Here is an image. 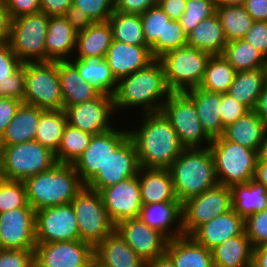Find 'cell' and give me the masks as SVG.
<instances>
[{
  "mask_svg": "<svg viewBox=\"0 0 267 267\" xmlns=\"http://www.w3.org/2000/svg\"><path fill=\"white\" fill-rule=\"evenodd\" d=\"M161 112L170 121L185 148L209 147L212 138L203 129L193 100L185 92H171Z\"/></svg>",
  "mask_w": 267,
  "mask_h": 267,
  "instance_id": "10",
  "label": "cell"
},
{
  "mask_svg": "<svg viewBox=\"0 0 267 267\" xmlns=\"http://www.w3.org/2000/svg\"><path fill=\"white\" fill-rule=\"evenodd\" d=\"M138 128L128 129L140 167L169 169L185 147L162 112L145 113Z\"/></svg>",
  "mask_w": 267,
  "mask_h": 267,
  "instance_id": "1",
  "label": "cell"
},
{
  "mask_svg": "<svg viewBox=\"0 0 267 267\" xmlns=\"http://www.w3.org/2000/svg\"><path fill=\"white\" fill-rule=\"evenodd\" d=\"M25 93V63L4 82H0V98L23 101Z\"/></svg>",
  "mask_w": 267,
  "mask_h": 267,
  "instance_id": "49",
  "label": "cell"
},
{
  "mask_svg": "<svg viewBox=\"0 0 267 267\" xmlns=\"http://www.w3.org/2000/svg\"><path fill=\"white\" fill-rule=\"evenodd\" d=\"M11 19L41 11V0H3Z\"/></svg>",
  "mask_w": 267,
  "mask_h": 267,
  "instance_id": "55",
  "label": "cell"
},
{
  "mask_svg": "<svg viewBox=\"0 0 267 267\" xmlns=\"http://www.w3.org/2000/svg\"><path fill=\"white\" fill-rule=\"evenodd\" d=\"M253 246L245 231L213 248L214 267H251Z\"/></svg>",
  "mask_w": 267,
  "mask_h": 267,
  "instance_id": "33",
  "label": "cell"
},
{
  "mask_svg": "<svg viewBox=\"0 0 267 267\" xmlns=\"http://www.w3.org/2000/svg\"><path fill=\"white\" fill-rule=\"evenodd\" d=\"M129 137L126 128L115 127L93 135L84 152L72 164L81 182L86 185L103 168L109 156Z\"/></svg>",
  "mask_w": 267,
  "mask_h": 267,
  "instance_id": "14",
  "label": "cell"
},
{
  "mask_svg": "<svg viewBox=\"0 0 267 267\" xmlns=\"http://www.w3.org/2000/svg\"><path fill=\"white\" fill-rule=\"evenodd\" d=\"M65 112L68 124L92 135L101 134L113 128V120L110 119L115 113L114 98L100 94L94 99L69 106Z\"/></svg>",
  "mask_w": 267,
  "mask_h": 267,
  "instance_id": "17",
  "label": "cell"
},
{
  "mask_svg": "<svg viewBox=\"0 0 267 267\" xmlns=\"http://www.w3.org/2000/svg\"><path fill=\"white\" fill-rule=\"evenodd\" d=\"M229 188L231 206L244 220L267 209V187L264 184L251 179L247 183L235 184Z\"/></svg>",
  "mask_w": 267,
  "mask_h": 267,
  "instance_id": "31",
  "label": "cell"
},
{
  "mask_svg": "<svg viewBox=\"0 0 267 267\" xmlns=\"http://www.w3.org/2000/svg\"><path fill=\"white\" fill-rule=\"evenodd\" d=\"M185 93L193 100L203 129L213 139L223 135L224 127L220 108L222 93L209 92L202 88H192Z\"/></svg>",
  "mask_w": 267,
  "mask_h": 267,
  "instance_id": "29",
  "label": "cell"
},
{
  "mask_svg": "<svg viewBox=\"0 0 267 267\" xmlns=\"http://www.w3.org/2000/svg\"><path fill=\"white\" fill-rule=\"evenodd\" d=\"M0 163L5 180L24 181L51 169L57 161L54 152L33 140L0 146Z\"/></svg>",
  "mask_w": 267,
  "mask_h": 267,
  "instance_id": "6",
  "label": "cell"
},
{
  "mask_svg": "<svg viewBox=\"0 0 267 267\" xmlns=\"http://www.w3.org/2000/svg\"><path fill=\"white\" fill-rule=\"evenodd\" d=\"M158 5V0H114V10L123 13L142 14Z\"/></svg>",
  "mask_w": 267,
  "mask_h": 267,
  "instance_id": "56",
  "label": "cell"
},
{
  "mask_svg": "<svg viewBox=\"0 0 267 267\" xmlns=\"http://www.w3.org/2000/svg\"><path fill=\"white\" fill-rule=\"evenodd\" d=\"M33 251L30 249H1L0 267H34Z\"/></svg>",
  "mask_w": 267,
  "mask_h": 267,
  "instance_id": "50",
  "label": "cell"
},
{
  "mask_svg": "<svg viewBox=\"0 0 267 267\" xmlns=\"http://www.w3.org/2000/svg\"><path fill=\"white\" fill-rule=\"evenodd\" d=\"M88 267H103L102 265H100L97 261H95L94 259L90 262V264L88 265Z\"/></svg>",
  "mask_w": 267,
  "mask_h": 267,
  "instance_id": "70",
  "label": "cell"
},
{
  "mask_svg": "<svg viewBox=\"0 0 267 267\" xmlns=\"http://www.w3.org/2000/svg\"><path fill=\"white\" fill-rule=\"evenodd\" d=\"M93 22H106L114 11V0H73Z\"/></svg>",
  "mask_w": 267,
  "mask_h": 267,
  "instance_id": "48",
  "label": "cell"
},
{
  "mask_svg": "<svg viewBox=\"0 0 267 267\" xmlns=\"http://www.w3.org/2000/svg\"><path fill=\"white\" fill-rule=\"evenodd\" d=\"M23 62L12 51L9 42L0 43V82L12 76Z\"/></svg>",
  "mask_w": 267,
  "mask_h": 267,
  "instance_id": "52",
  "label": "cell"
},
{
  "mask_svg": "<svg viewBox=\"0 0 267 267\" xmlns=\"http://www.w3.org/2000/svg\"><path fill=\"white\" fill-rule=\"evenodd\" d=\"M68 124L66 112L61 110H42L35 141L56 153Z\"/></svg>",
  "mask_w": 267,
  "mask_h": 267,
  "instance_id": "39",
  "label": "cell"
},
{
  "mask_svg": "<svg viewBox=\"0 0 267 267\" xmlns=\"http://www.w3.org/2000/svg\"><path fill=\"white\" fill-rule=\"evenodd\" d=\"M139 218L149 227L158 230L168 240L183 235L180 202L142 205ZM173 226L175 227L172 228Z\"/></svg>",
  "mask_w": 267,
  "mask_h": 267,
  "instance_id": "24",
  "label": "cell"
},
{
  "mask_svg": "<svg viewBox=\"0 0 267 267\" xmlns=\"http://www.w3.org/2000/svg\"><path fill=\"white\" fill-rule=\"evenodd\" d=\"M42 110L39 107L22 103L0 137V146L33 141L36 137Z\"/></svg>",
  "mask_w": 267,
  "mask_h": 267,
  "instance_id": "30",
  "label": "cell"
},
{
  "mask_svg": "<svg viewBox=\"0 0 267 267\" xmlns=\"http://www.w3.org/2000/svg\"><path fill=\"white\" fill-rule=\"evenodd\" d=\"M11 17L3 0H0V43L9 41L11 30Z\"/></svg>",
  "mask_w": 267,
  "mask_h": 267,
  "instance_id": "62",
  "label": "cell"
},
{
  "mask_svg": "<svg viewBox=\"0 0 267 267\" xmlns=\"http://www.w3.org/2000/svg\"><path fill=\"white\" fill-rule=\"evenodd\" d=\"M113 40L129 45L148 46L146 44L140 14L113 11L109 18Z\"/></svg>",
  "mask_w": 267,
  "mask_h": 267,
  "instance_id": "41",
  "label": "cell"
},
{
  "mask_svg": "<svg viewBox=\"0 0 267 267\" xmlns=\"http://www.w3.org/2000/svg\"><path fill=\"white\" fill-rule=\"evenodd\" d=\"M266 79L267 68L238 71L227 93L250 110H254Z\"/></svg>",
  "mask_w": 267,
  "mask_h": 267,
  "instance_id": "37",
  "label": "cell"
},
{
  "mask_svg": "<svg viewBox=\"0 0 267 267\" xmlns=\"http://www.w3.org/2000/svg\"><path fill=\"white\" fill-rule=\"evenodd\" d=\"M35 219L36 211L29 204L0 213V248L34 250Z\"/></svg>",
  "mask_w": 267,
  "mask_h": 267,
  "instance_id": "16",
  "label": "cell"
},
{
  "mask_svg": "<svg viewBox=\"0 0 267 267\" xmlns=\"http://www.w3.org/2000/svg\"><path fill=\"white\" fill-rule=\"evenodd\" d=\"M158 5L171 20L178 21L185 11L186 0H158Z\"/></svg>",
  "mask_w": 267,
  "mask_h": 267,
  "instance_id": "61",
  "label": "cell"
},
{
  "mask_svg": "<svg viewBox=\"0 0 267 267\" xmlns=\"http://www.w3.org/2000/svg\"><path fill=\"white\" fill-rule=\"evenodd\" d=\"M254 180L267 187V161H257Z\"/></svg>",
  "mask_w": 267,
  "mask_h": 267,
  "instance_id": "65",
  "label": "cell"
},
{
  "mask_svg": "<svg viewBox=\"0 0 267 267\" xmlns=\"http://www.w3.org/2000/svg\"><path fill=\"white\" fill-rule=\"evenodd\" d=\"M92 134L67 124L61 145L55 153L57 163L73 164L89 145Z\"/></svg>",
  "mask_w": 267,
  "mask_h": 267,
  "instance_id": "44",
  "label": "cell"
},
{
  "mask_svg": "<svg viewBox=\"0 0 267 267\" xmlns=\"http://www.w3.org/2000/svg\"><path fill=\"white\" fill-rule=\"evenodd\" d=\"M251 267H267V244L253 248Z\"/></svg>",
  "mask_w": 267,
  "mask_h": 267,
  "instance_id": "64",
  "label": "cell"
},
{
  "mask_svg": "<svg viewBox=\"0 0 267 267\" xmlns=\"http://www.w3.org/2000/svg\"><path fill=\"white\" fill-rule=\"evenodd\" d=\"M75 211L80 240L93 248L115 230L108 217L101 195L85 185L71 202Z\"/></svg>",
  "mask_w": 267,
  "mask_h": 267,
  "instance_id": "9",
  "label": "cell"
},
{
  "mask_svg": "<svg viewBox=\"0 0 267 267\" xmlns=\"http://www.w3.org/2000/svg\"><path fill=\"white\" fill-rule=\"evenodd\" d=\"M115 230L145 263L165 254L168 239L140 218L120 221Z\"/></svg>",
  "mask_w": 267,
  "mask_h": 267,
  "instance_id": "20",
  "label": "cell"
},
{
  "mask_svg": "<svg viewBox=\"0 0 267 267\" xmlns=\"http://www.w3.org/2000/svg\"><path fill=\"white\" fill-rule=\"evenodd\" d=\"M28 204L35 210L72 202L83 188L72 164L56 163L51 169L24 181Z\"/></svg>",
  "mask_w": 267,
  "mask_h": 267,
  "instance_id": "3",
  "label": "cell"
},
{
  "mask_svg": "<svg viewBox=\"0 0 267 267\" xmlns=\"http://www.w3.org/2000/svg\"><path fill=\"white\" fill-rule=\"evenodd\" d=\"M222 56L236 72L267 68V59L245 39L228 42Z\"/></svg>",
  "mask_w": 267,
  "mask_h": 267,
  "instance_id": "40",
  "label": "cell"
},
{
  "mask_svg": "<svg viewBox=\"0 0 267 267\" xmlns=\"http://www.w3.org/2000/svg\"><path fill=\"white\" fill-rule=\"evenodd\" d=\"M113 40L112 27L109 21L94 22L84 31L78 33L75 58H105Z\"/></svg>",
  "mask_w": 267,
  "mask_h": 267,
  "instance_id": "34",
  "label": "cell"
},
{
  "mask_svg": "<svg viewBox=\"0 0 267 267\" xmlns=\"http://www.w3.org/2000/svg\"><path fill=\"white\" fill-rule=\"evenodd\" d=\"M58 75L64 110L101 94L91 83L82 78L78 69L70 61H58Z\"/></svg>",
  "mask_w": 267,
  "mask_h": 267,
  "instance_id": "28",
  "label": "cell"
},
{
  "mask_svg": "<svg viewBox=\"0 0 267 267\" xmlns=\"http://www.w3.org/2000/svg\"><path fill=\"white\" fill-rule=\"evenodd\" d=\"M23 103L43 110L64 109L58 61L25 62Z\"/></svg>",
  "mask_w": 267,
  "mask_h": 267,
  "instance_id": "8",
  "label": "cell"
},
{
  "mask_svg": "<svg viewBox=\"0 0 267 267\" xmlns=\"http://www.w3.org/2000/svg\"><path fill=\"white\" fill-rule=\"evenodd\" d=\"M140 16L146 44L151 55L159 59L165 54L166 25L171 19L159 5L147 9Z\"/></svg>",
  "mask_w": 267,
  "mask_h": 267,
  "instance_id": "38",
  "label": "cell"
},
{
  "mask_svg": "<svg viewBox=\"0 0 267 267\" xmlns=\"http://www.w3.org/2000/svg\"><path fill=\"white\" fill-rule=\"evenodd\" d=\"M227 43L216 13L208 19H204L187 34V46L200 49L211 56L222 55Z\"/></svg>",
  "mask_w": 267,
  "mask_h": 267,
  "instance_id": "35",
  "label": "cell"
},
{
  "mask_svg": "<svg viewBox=\"0 0 267 267\" xmlns=\"http://www.w3.org/2000/svg\"><path fill=\"white\" fill-rule=\"evenodd\" d=\"M245 0H214L216 7L243 5Z\"/></svg>",
  "mask_w": 267,
  "mask_h": 267,
  "instance_id": "68",
  "label": "cell"
},
{
  "mask_svg": "<svg viewBox=\"0 0 267 267\" xmlns=\"http://www.w3.org/2000/svg\"><path fill=\"white\" fill-rule=\"evenodd\" d=\"M169 90L162 62L155 59L148 66L118 81L114 98L115 112L127 108H141L142 114L161 112Z\"/></svg>",
  "mask_w": 267,
  "mask_h": 267,
  "instance_id": "2",
  "label": "cell"
},
{
  "mask_svg": "<svg viewBox=\"0 0 267 267\" xmlns=\"http://www.w3.org/2000/svg\"><path fill=\"white\" fill-rule=\"evenodd\" d=\"M209 149L218 184L230 187L254 179L258 160L256 150L230 142L223 136L213 138Z\"/></svg>",
  "mask_w": 267,
  "mask_h": 267,
  "instance_id": "5",
  "label": "cell"
},
{
  "mask_svg": "<svg viewBox=\"0 0 267 267\" xmlns=\"http://www.w3.org/2000/svg\"><path fill=\"white\" fill-rule=\"evenodd\" d=\"M216 13L214 0H186L185 11L178 20L186 34Z\"/></svg>",
  "mask_w": 267,
  "mask_h": 267,
  "instance_id": "45",
  "label": "cell"
},
{
  "mask_svg": "<svg viewBox=\"0 0 267 267\" xmlns=\"http://www.w3.org/2000/svg\"><path fill=\"white\" fill-rule=\"evenodd\" d=\"M257 155V161H267V132L265 133L264 138L260 144V148L257 152Z\"/></svg>",
  "mask_w": 267,
  "mask_h": 267,
  "instance_id": "67",
  "label": "cell"
},
{
  "mask_svg": "<svg viewBox=\"0 0 267 267\" xmlns=\"http://www.w3.org/2000/svg\"><path fill=\"white\" fill-rule=\"evenodd\" d=\"M23 101L13 98H0V137L5 132L6 127L14 118L19 106Z\"/></svg>",
  "mask_w": 267,
  "mask_h": 267,
  "instance_id": "58",
  "label": "cell"
},
{
  "mask_svg": "<svg viewBox=\"0 0 267 267\" xmlns=\"http://www.w3.org/2000/svg\"><path fill=\"white\" fill-rule=\"evenodd\" d=\"M93 259V247L80 239L37 243L33 251L34 267H88Z\"/></svg>",
  "mask_w": 267,
  "mask_h": 267,
  "instance_id": "15",
  "label": "cell"
},
{
  "mask_svg": "<svg viewBox=\"0 0 267 267\" xmlns=\"http://www.w3.org/2000/svg\"><path fill=\"white\" fill-rule=\"evenodd\" d=\"M28 204L23 181L5 180L0 185V213L25 207Z\"/></svg>",
  "mask_w": 267,
  "mask_h": 267,
  "instance_id": "46",
  "label": "cell"
},
{
  "mask_svg": "<svg viewBox=\"0 0 267 267\" xmlns=\"http://www.w3.org/2000/svg\"><path fill=\"white\" fill-rule=\"evenodd\" d=\"M105 59L117 81L155 60L149 46L129 45L116 40H112Z\"/></svg>",
  "mask_w": 267,
  "mask_h": 267,
  "instance_id": "21",
  "label": "cell"
},
{
  "mask_svg": "<svg viewBox=\"0 0 267 267\" xmlns=\"http://www.w3.org/2000/svg\"><path fill=\"white\" fill-rule=\"evenodd\" d=\"M146 267H175V265L172 260L164 254L163 256L146 263Z\"/></svg>",
  "mask_w": 267,
  "mask_h": 267,
  "instance_id": "66",
  "label": "cell"
},
{
  "mask_svg": "<svg viewBox=\"0 0 267 267\" xmlns=\"http://www.w3.org/2000/svg\"><path fill=\"white\" fill-rule=\"evenodd\" d=\"M76 33H80L94 23L82 9L71 5L63 15Z\"/></svg>",
  "mask_w": 267,
  "mask_h": 267,
  "instance_id": "57",
  "label": "cell"
},
{
  "mask_svg": "<svg viewBox=\"0 0 267 267\" xmlns=\"http://www.w3.org/2000/svg\"><path fill=\"white\" fill-rule=\"evenodd\" d=\"M70 62L78 69L82 78L91 83L101 94L113 96L118 81L113 76L105 58L86 57L74 58Z\"/></svg>",
  "mask_w": 267,
  "mask_h": 267,
  "instance_id": "36",
  "label": "cell"
},
{
  "mask_svg": "<svg viewBox=\"0 0 267 267\" xmlns=\"http://www.w3.org/2000/svg\"><path fill=\"white\" fill-rule=\"evenodd\" d=\"M35 238L36 243L79 240L78 222L72 204L37 210Z\"/></svg>",
  "mask_w": 267,
  "mask_h": 267,
  "instance_id": "13",
  "label": "cell"
},
{
  "mask_svg": "<svg viewBox=\"0 0 267 267\" xmlns=\"http://www.w3.org/2000/svg\"><path fill=\"white\" fill-rule=\"evenodd\" d=\"M187 46V34L176 20L167 22L165 31V53Z\"/></svg>",
  "mask_w": 267,
  "mask_h": 267,
  "instance_id": "54",
  "label": "cell"
},
{
  "mask_svg": "<svg viewBox=\"0 0 267 267\" xmlns=\"http://www.w3.org/2000/svg\"><path fill=\"white\" fill-rule=\"evenodd\" d=\"M211 55L200 49L184 46L165 53L159 60L171 92H185L201 84Z\"/></svg>",
  "mask_w": 267,
  "mask_h": 267,
  "instance_id": "7",
  "label": "cell"
},
{
  "mask_svg": "<svg viewBox=\"0 0 267 267\" xmlns=\"http://www.w3.org/2000/svg\"><path fill=\"white\" fill-rule=\"evenodd\" d=\"M232 208L228 186L217 184L181 204L183 235L191 236L200 226Z\"/></svg>",
  "mask_w": 267,
  "mask_h": 267,
  "instance_id": "12",
  "label": "cell"
},
{
  "mask_svg": "<svg viewBox=\"0 0 267 267\" xmlns=\"http://www.w3.org/2000/svg\"><path fill=\"white\" fill-rule=\"evenodd\" d=\"M243 6L254 21H267V0H245Z\"/></svg>",
  "mask_w": 267,
  "mask_h": 267,
  "instance_id": "60",
  "label": "cell"
},
{
  "mask_svg": "<svg viewBox=\"0 0 267 267\" xmlns=\"http://www.w3.org/2000/svg\"><path fill=\"white\" fill-rule=\"evenodd\" d=\"M165 254L175 267H214L212 251L192 236L182 235L167 241Z\"/></svg>",
  "mask_w": 267,
  "mask_h": 267,
  "instance_id": "27",
  "label": "cell"
},
{
  "mask_svg": "<svg viewBox=\"0 0 267 267\" xmlns=\"http://www.w3.org/2000/svg\"><path fill=\"white\" fill-rule=\"evenodd\" d=\"M267 132L261 118L254 110L225 127L223 137L233 143L240 144L258 152L260 144Z\"/></svg>",
  "mask_w": 267,
  "mask_h": 267,
  "instance_id": "32",
  "label": "cell"
},
{
  "mask_svg": "<svg viewBox=\"0 0 267 267\" xmlns=\"http://www.w3.org/2000/svg\"><path fill=\"white\" fill-rule=\"evenodd\" d=\"M138 180L143 205L179 202L175 195L169 169L140 167Z\"/></svg>",
  "mask_w": 267,
  "mask_h": 267,
  "instance_id": "26",
  "label": "cell"
},
{
  "mask_svg": "<svg viewBox=\"0 0 267 267\" xmlns=\"http://www.w3.org/2000/svg\"><path fill=\"white\" fill-rule=\"evenodd\" d=\"M244 39L267 59V21H254Z\"/></svg>",
  "mask_w": 267,
  "mask_h": 267,
  "instance_id": "53",
  "label": "cell"
},
{
  "mask_svg": "<svg viewBox=\"0 0 267 267\" xmlns=\"http://www.w3.org/2000/svg\"><path fill=\"white\" fill-rule=\"evenodd\" d=\"M227 42L244 39L254 20L243 5L216 7Z\"/></svg>",
  "mask_w": 267,
  "mask_h": 267,
  "instance_id": "42",
  "label": "cell"
},
{
  "mask_svg": "<svg viewBox=\"0 0 267 267\" xmlns=\"http://www.w3.org/2000/svg\"><path fill=\"white\" fill-rule=\"evenodd\" d=\"M5 181V176H4V172L2 170V166L0 163V185Z\"/></svg>",
  "mask_w": 267,
  "mask_h": 267,
  "instance_id": "69",
  "label": "cell"
},
{
  "mask_svg": "<svg viewBox=\"0 0 267 267\" xmlns=\"http://www.w3.org/2000/svg\"><path fill=\"white\" fill-rule=\"evenodd\" d=\"M77 35L63 15L50 16L45 40V61H70L74 56Z\"/></svg>",
  "mask_w": 267,
  "mask_h": 267,
  "instance_id": "23",
  "label": "cell"
},
{
  "mask_svg": "<svg viewBox=\"0 0 267 267\" xmlns=\"http://www.w3.org/2000/svg\"><path fill=\"white\" fill-rule=\"evenodd\" d=\"M235 73V69L222 55L211 56L207 62L205 74L199 88L209 92L227 93Z\"/></svg>",
  "mask_w": 267,
  "mask_h": 267,
  "instance_id": "43",
  "label": "cell"
},
{
  "mask_svg": "<svg viewBox=\"0 0 267 267\" xmlns=\"http://www.w3.org/2000/svg\"><path fill=\"white\" fill-rule=\"evenodd\" d=\"M244 227L254 248L267 244V209L248 216Z\"/></svg>",
  "mask_w": 267,
  "mask_h": 267,
  "instance_id": "47",
  "label": "cell"
},
{
  "mask_svg": "<svg viewBox=\"0 0 267 267\" xmlns=\"http://www.w3.org/2000/svg\"><path fill=\"white\" fill-rule=\"evenodd\" d=\"M108 217L114 225L139 218L143 205L138 174L99 191Z\"/></svg>",
  "mask_w": 267,
  "mask_h": 267,
  "instance_id": "18",
  "label": "cell"
},
{
  "mask_svg": "<svg viewBox=\"0 0 267 267\" xmlns=\"http://www.w3.org/2000/svg\"><path fill=\"white\" fill-rule=\"evenodd\" d=\"M245 231L244 219L231 208L200 226L191 236L202 246L212 250L225 240Z\"/></svg>",
  "mask_w": 267,
  "mask_h": 267,
  "instance_id": "22",
  "label": "cell"
},
{
  "mask_svg": "<svg viewBox=\"0 0 267 267\" xmlns=\"http://www.w3.org/2000/svg\"><path fill=\"white\" fill-rule=\"evenodd\" d=\"M93 257L103 267H146L116 230L93 248Z\"/></svg>",
  "mask_w": 267,
  "mask_h": 267,
  "instance_id": "25",
  "label": "cell"
},
{
  "mask_svg": "<svg viewBox=\"0 0 267 267\" xmlns=\"http://www.w3.org/2000/svg\"><path fill=\"white\" fill-rule=\"evenodd\" d=\"M254 111L257 113V115L263 121L264 125L267 127V79L264 83L262 92L258 97V101Z\"/></svg>",
  "mask_w": 267,
  "mask_h": 267,
  "instance_id": "63",
  "label": "cell"
},
{
  "mask_svg": "<svg viewBox=\"0 0 267 267\" xmlns=\"http://www.w3.org/2000/svg\"><path fill=\"white\" fill-rule=\"evenodd\" d=\"M137 151L133 140L128 137L107 159L103 168L85 185L99 192L120 181L136 176L139 171Z\"/></svg>",
  "mask_w": 267,
  "mask_h": 267,
  "instance_id": "19",
  "label": "cell"
},
{
  "mask_svg": "<svg viewBox=\"0 0 267 267\" xmlns=\"http://www.w3.org/2000/svg\"><path fill=\"white\" fill-rule=\"evenodd\" d=\"M249 111L250 109L247 106L236 101L228 93H222L220 114L224 128L244 116Z\"/></svg>",
  "mask_w": 267,
  "mask_h": 267,
  "instance_id": "51",
  "label": "cell"
},
{
  "mask_svg": "<svg viewBox=\"0 0 267 267\" xmlns=\"http://www.w3.org/2000/svg\"><path fill=\"white\" fill-rule=\"evenodd\" d=\"M169 170L175 195L181 204L218 184L213 156L206 145L185 148Z\"/></svg>",
  "mask_w": 267,
  "mask_h": 267,
  "instance_id": "4",
  "label": "cell"
},
{
  "mask_svg": "<svg viewBox=\"0 0 267 267\" xmlns=\"http://www.w3.org/2000/svg\"><path fill=\"white\" fill-rule=\"evenodd\" d=\"M73 0H41V11L49 16L64 15Z\"/></svg>",
  "mask_w": 267,
  "mask_h": 267,
  "instance_id": "59",
  "label": "cell"
},
{
  "mask_svg": "<svg viewBox=\"0 0 267 267\" xmlns=\"http://www.w3.org/2000/svg\"><path fill=\"white\" fill-rule=\"evenodd\" d=\"M49 15L42 11L11 20L9 44L23 62L45 61V40Z\"/></svg>",
  "mask_w": 267,
  "mask_h": 267,
  "instance_id": "11",
  "label": "cell"
}]
</instances>
